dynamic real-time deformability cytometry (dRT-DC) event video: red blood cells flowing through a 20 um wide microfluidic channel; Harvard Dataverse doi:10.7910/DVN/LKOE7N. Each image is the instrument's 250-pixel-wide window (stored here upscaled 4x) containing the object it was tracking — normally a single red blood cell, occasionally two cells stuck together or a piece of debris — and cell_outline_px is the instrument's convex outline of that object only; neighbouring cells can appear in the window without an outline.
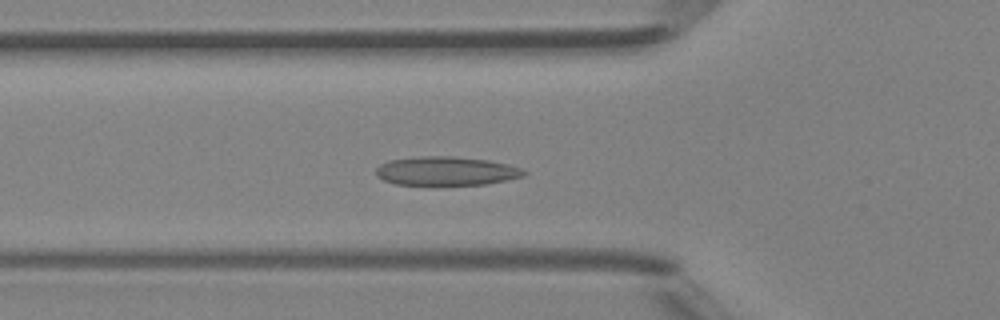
{"species": "Egyptian fruit bat (a non-hibernating species)", "species_latin": "Rousettus aegyptiacus", "temperature_condition": "room temperature", "stored_images_in_passage": 47, "camera_frame_rate_fps": 3000, "um_per_image_px": 0.085, "animal": {"sex": "female"}, "frame": {"image": 1, "passage_image": 16, "time_ms": 5.0, "image_size_px": [1000, 320], "cell_outline_px": [[528, 172], [524, 176], [508, 180], [484, 184], [396, 184], [384, 180], [376, 176], [376, 168], [380, 164], [388, 160], [420, 156], [456, 156], [488, 160], [508, 164], [524, 168]], "centroid_in_image_um": [37.96, 14.52], "position_along_channel_um": 87.8, "area_um2": 24.91}}
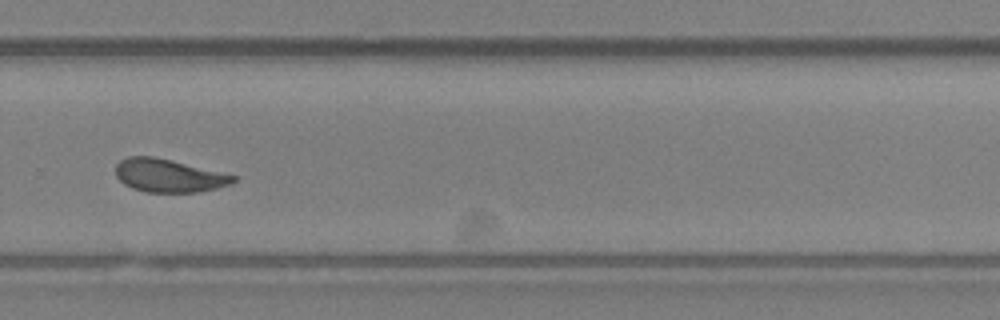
{"frame": {"image": 2, "passage_image": 32, "time_ms": 10.333, "image_size_px": [1000, 320], "cell_outline_px": [[236, 180], [232, 184], [216, 188], [196, 192], [144, 192], [132, 188], [124, 184], [116, 176], [116, 164], [120, 160], [128, 156], [152, 156], [172, 160], [236, 176]], "centroid_in_image_um": [14.31, 14.92], "position_along_channel_um": 315.5, "area_um2": 22.6}}
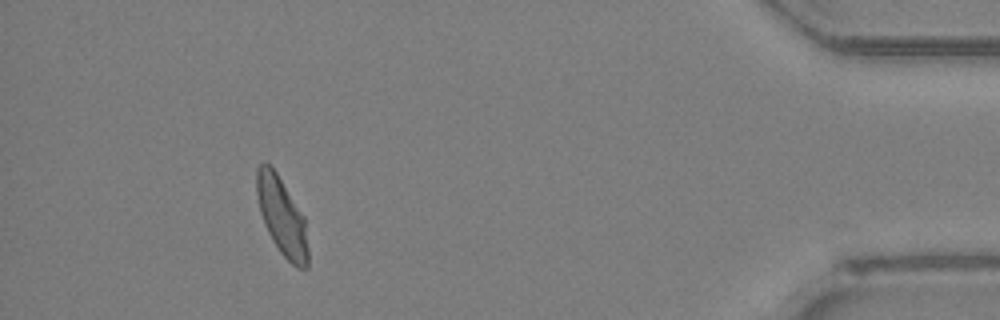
{"frame": {"image": 3, "passage_image": 43, "time_ms": 14.0, "image_size_px": [1000, 320], "cell_outline_px": [[308, 268], [296, 268], [280, 252], [272, 240], [264, 224], [260, 212], [256, 192], [256, 168], [264, 160], [276, 172], [304, 216], [308, 248]], "centroid_in_image_um": [23.95, 18.4], "position_along_channel_um": 411.3, "area_um2": 23.24}, "authors_computed_cell_mechanics": {"area_um2": 23.8714, "velocity_mm_per_s": 4.2684, "shape_relaxation_time_tau1_ms": 7.3699, "shape_relaxation_time_tau2_ms": 1.5347, "deformation_change_tau1": 0.1829, "deformation_change_tau2": 0.0813}}